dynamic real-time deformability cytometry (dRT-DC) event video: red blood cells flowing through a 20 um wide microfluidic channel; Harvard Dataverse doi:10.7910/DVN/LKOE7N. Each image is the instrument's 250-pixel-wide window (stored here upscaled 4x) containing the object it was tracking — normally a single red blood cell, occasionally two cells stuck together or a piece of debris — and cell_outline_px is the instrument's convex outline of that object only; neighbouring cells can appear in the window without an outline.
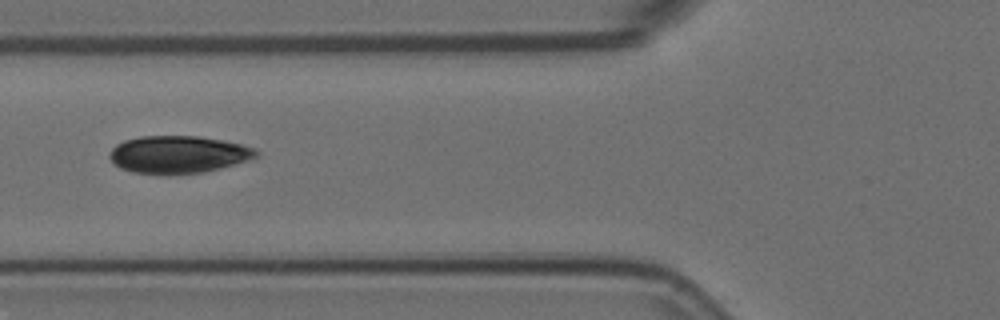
{"species": "Egyptian fruit bat (a non-hibernating species)", "species_latin": "Rousettus aegyptiacus", "temperature_condition": "room temperature", "stored_images_in_passage": 6, "camera_frame_rate_fps": 3000, "um_per_image_px": 0.085, "animal": {"sex": "female"}, "frame": {"image": 1, "passage_image": 3, "time_ms": 0.667, "image_size_px": [1000, 320], "cell_outline_px": [[260, 152], [256, 156], [220, 168], [204, 172], [132, 172], [120, 168], [108, 156], [112, 148], [116, 144], [124, 140], [140, 136], [200, 136], [224, 140], [256, 148]], "centroid_in_image_um": [15.14, 13.09], "position_along_channel_um": 110.7, "area_um2": 31.21}}
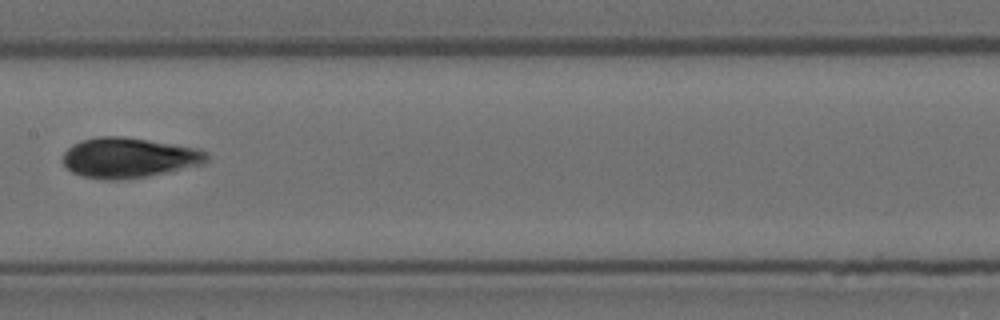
{"frame": {"image": 2, "passage_image": 5, "time_ms": 1.333, "image_size_px": [1000, 320], "cell_outline_px": [[208, 160], [204, 164], [148, 176], [116, 180], [104, 180], [80, 176], [72, 172], [64, 164], [64, 152], [72, 144], [84, 140], [100, 136], [120, 136], [148, 140], [200, 148], [208, 152]], "centroid_in_image_um": [10.98, 13.41], "position_along_channel_um": 196.4, "area_um2": 33.7}}
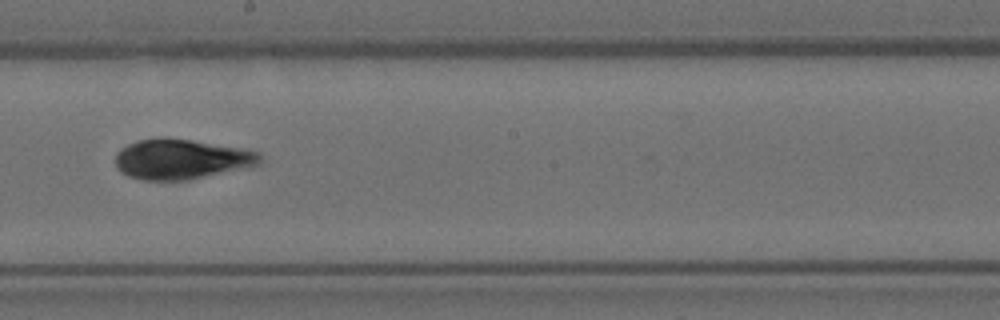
{"frame": {"image": 3, "passage_image": 6, "time_ms": 1.667, "image_size_px": [1000, 320], "cell_outline_px": [[260, 164], [252, 168], [188, 180], [140, 180], [128, 176], [116, 164], [116, 152], [120, 148], [136, 140], [160, 136], [192, 140], [240, 148], [260, 152]], "centroid_in_image_um": [15.44, 13.53], "position_along_channel_um": 232.8, "area_um2": 34.22}}